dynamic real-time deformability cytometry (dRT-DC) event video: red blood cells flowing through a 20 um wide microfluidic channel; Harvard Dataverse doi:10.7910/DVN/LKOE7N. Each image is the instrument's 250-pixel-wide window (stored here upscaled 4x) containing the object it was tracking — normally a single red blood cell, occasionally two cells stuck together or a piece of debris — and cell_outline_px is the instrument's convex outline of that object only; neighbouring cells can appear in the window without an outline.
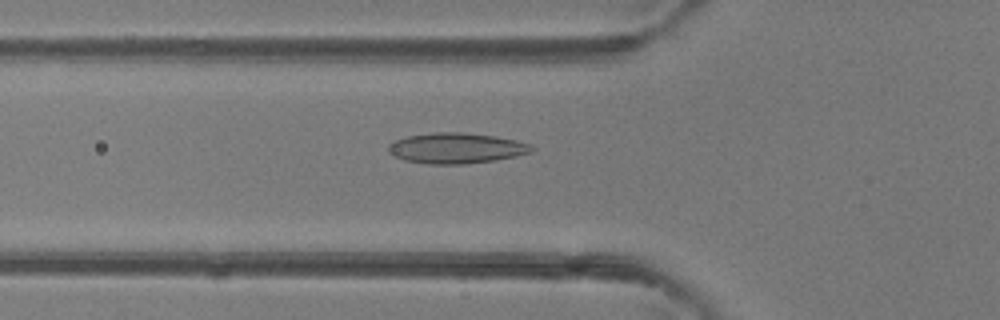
{"species": "common noctule bat (a hibernating species)", "species_latin": "Nyctalus noctula", "temperature_condition": "room temperature", "stored_images_in_passage": 48, "camera_frame_rate_fps": 3000, "um_per_image_px": 0.085, "animal": {"sex": "female"}, "frame": {"image": 1, "passage_image": 17, "time_ms": 5.333, "image_size_px": [1000, 320], "cell_outline_px": [[536, 148], [532, 152], [516, 156], [492, 160], [464, 164], [428, 164], [404, 160], [388, 152], [388, 144], [396, 140], [408, 136], [436, 132], [464, 132], [496, 136], [516, 140], [532, 144]], "centroid_in_image_um": [38.82, 12.59], "position_along_channel_um": 87.0, "area_um2": 25.55}}
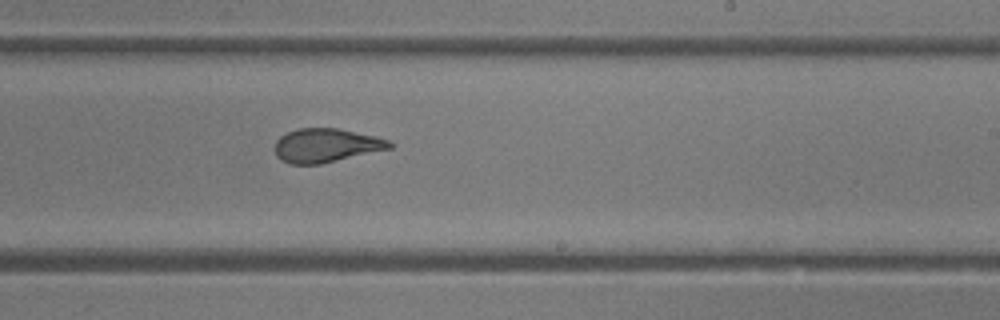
{"frame": {"image": 2, "passage_image": 29, "time_ms": 9.333, "image_size_px": [1000, 320], "cell_outline_px": [[392, 148], [320, 164], [288, 164], [280, 160], [276, 156], [276, 140], [280, 136], [296, 128], [340, 128], [376, 136], [388, 140], [392, 144]], "centroid_in_image_um": [27.7, 12.35], "position_along_channel_um": 261.3, "area_um2": 22.66}}
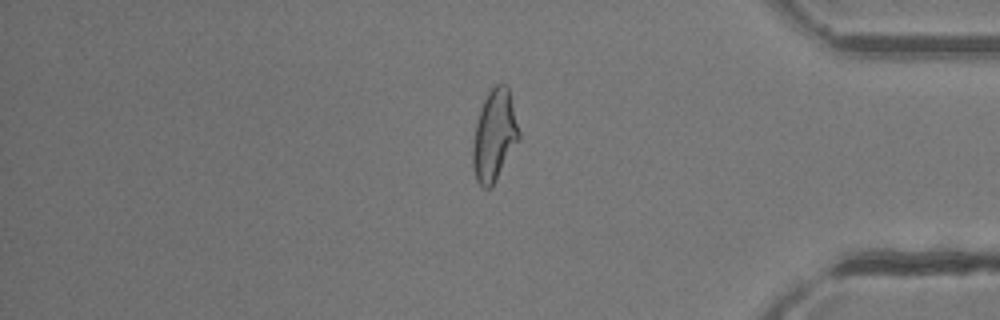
{"frame": {"image": 3, "passage_image": 40, "time_ms": 13.0, "image_size_px": [1000, 320], "cell_outline_px": [[520, 140], [492, 188], [484, 188], [476, 180], [472, 168], [472, 144], [476, 124], [480, 108], [488, 92], [496, 84], [508, 84], [520, 132]], "centroid_in_image_um": [42.03, 11.54], "position_along_channel_um": 393.2, "area_um2": 24.97}, "authors_computed_cell_mechanics": {"area_um2": 24.8251, "velocity_mm_per_s": 4.3463, "shape_relaxation_time_tau1_ms": 5.4846, "shape_relaxation_time_tau2_ms": 1.0605, "deformation_change_tau1": 0.1773, "deformation_change_tau2": 0.0747}}